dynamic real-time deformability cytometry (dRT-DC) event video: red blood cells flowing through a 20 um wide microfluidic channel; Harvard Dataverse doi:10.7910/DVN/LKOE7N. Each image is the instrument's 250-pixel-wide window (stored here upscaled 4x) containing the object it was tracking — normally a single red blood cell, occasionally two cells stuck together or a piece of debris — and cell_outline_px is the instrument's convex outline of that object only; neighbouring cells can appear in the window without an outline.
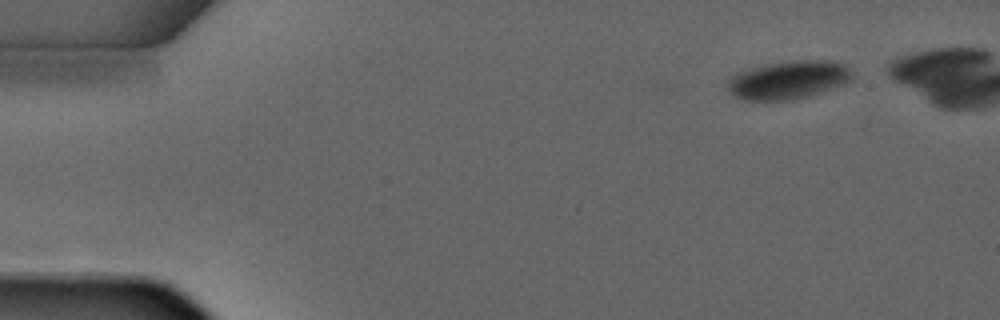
{"species": "common noctule bat (a hibernating species)", "species_latin": "Nyctalus noctula", "temperature_condition": "warm", "stored_images_in_passage": 5, "camera_frame_rate_fps": 3000, "um_per_image_px": 0.085, "animal": {"sex": "male", "forearm_length_mm": 52.5}, "frame": {"image": 1, "passage_image": 1, "time_ms": 0.0, "image_size_px": [1000, 320], "cell_outline_px": [[852, 80], [844, 84], [808, 96], [788, 100], [744, 100], [736, 96], [728, 88], [728, 80], [736, 72], [768, 64], [792, 60], [828, 60], [844, 64], [852, 72]], "centroid_in_image_um": [67.03, 6.78], "position_along_channel_um": 18.0, "area_um2": 27.51}}